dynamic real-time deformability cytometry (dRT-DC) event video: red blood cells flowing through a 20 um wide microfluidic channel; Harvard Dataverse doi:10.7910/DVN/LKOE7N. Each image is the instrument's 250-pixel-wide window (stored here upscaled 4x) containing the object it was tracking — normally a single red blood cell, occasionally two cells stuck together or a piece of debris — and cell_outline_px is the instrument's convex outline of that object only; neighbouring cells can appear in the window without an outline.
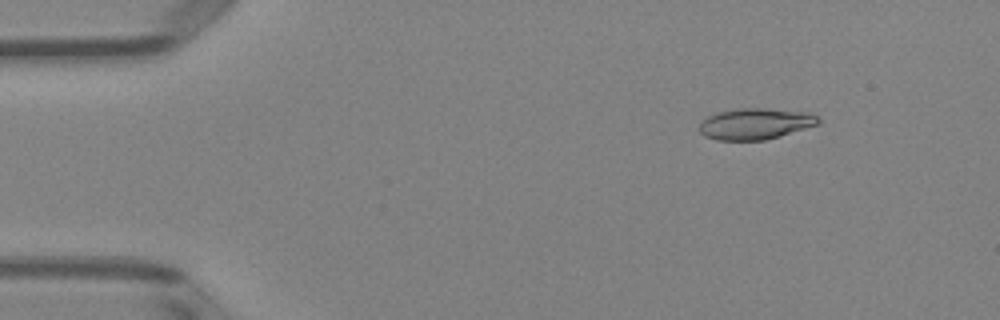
{"species": "Egyptian fruit bat (a non-hibernating species)", "species_latin": "Rousettus aegyptiacus", "temperature_condition": "room temperature", "stored_images_in_passage": 4, "camera_frame_rate_fps": 3000, "um_per_image_px": 0.085, "animal": {"sex": "female"}, "frame": {"image": 1, "passage_image": 2, "time_ms": 1.333, "image_size_px": [1000, 320], "cell_outline_px": [[820, 124], [780, 136], [764, 140], [716, 140], [704, 136], [700, 132], [700, 124], [708, 116], [720, 112], [740, 108], [764, 108], [812, 112], [820, 120]], "centroid_in_image_um": [64.25, 10.52], "position_along_channel_um": 20.8, "area_um2": 21.62}}
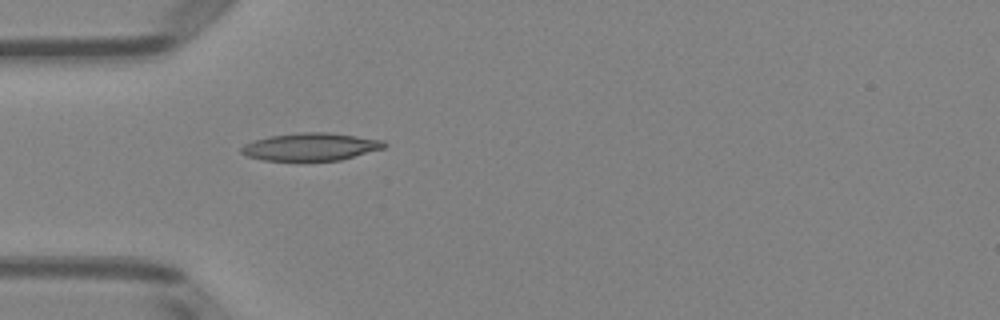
{"frame": {"image": 2, "passage_image": 4, "time_ms": 4.333, "image_size_px": [1000, 320], "cell_outline_px": [[388, 144], [384, 148], [340, 160], [264, 160], [248, 156], [240, 152], [240, 148], [244, 144], [268, 136], [300, 132], [328, 132], [384, 140]], "centroid_in_image_um": [26.42, 12.46], "position_along_channel_um": 58.6, "area_um2": 22.89}}